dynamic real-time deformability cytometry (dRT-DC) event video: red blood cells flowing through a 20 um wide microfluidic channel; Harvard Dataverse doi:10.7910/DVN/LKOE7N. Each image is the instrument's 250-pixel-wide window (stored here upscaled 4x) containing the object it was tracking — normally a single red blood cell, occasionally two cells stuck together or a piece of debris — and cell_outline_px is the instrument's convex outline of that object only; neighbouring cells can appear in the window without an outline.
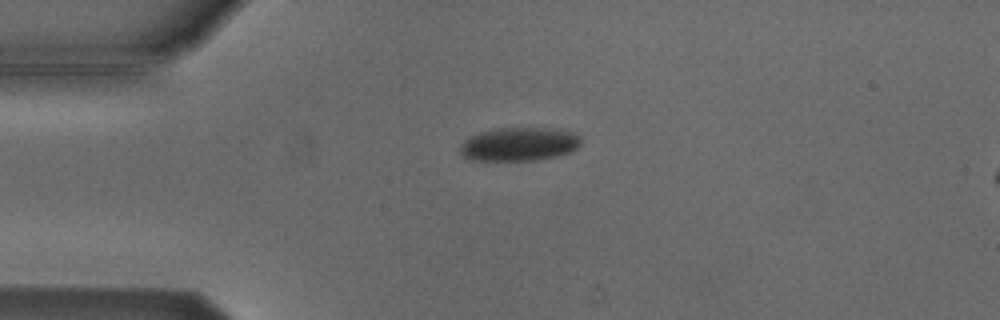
{"species": "Egyptian fruit bat (a non-hibernating species)", "species_latin": "Rousettus aegyptiacus", "temperature_condition": "cold", "stored_images_in_passage": 2, "camera_frame_rate_fps": 3000, "um_per_image_px": 0.085, "animal": {"sex": "male"}, "frame": {"image": 1, "passage_image": 2, "time_ms": 1.333, "image_size_px": [1000, 320], "cell_outline_px": [[580, 144], [572, 152], [556, 156], [536, 160], [468, 160], [460, 156], [460, 144], [464, 140], [480, 132], [496, 128], [552, 128], [576, 132], [580, 136]], "centroid_in_image_um": [44.12, 12.25], "position_along_channel_um": 40.9, "area_um2": 23.87}}